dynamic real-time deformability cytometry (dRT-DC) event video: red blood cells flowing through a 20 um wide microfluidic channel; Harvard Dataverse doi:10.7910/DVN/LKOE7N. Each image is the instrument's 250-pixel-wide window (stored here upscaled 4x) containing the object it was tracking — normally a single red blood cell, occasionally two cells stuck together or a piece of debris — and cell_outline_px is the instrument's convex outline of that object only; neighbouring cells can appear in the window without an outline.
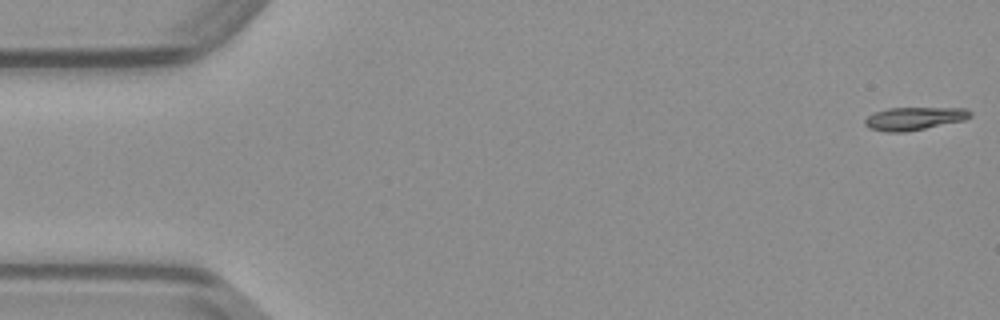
{"species": "common noctule bat (a hibernating species)", "species_latin": "Nyctalus noctula", "temperature_condition": "warm", "stored_images_in_passage": 35, "camera_frame_rate_fps": 3000, "um_per_image_px": 0.085, "animal": {"sex": "male", "body_mass_g": 23.1, "forearm_length_mm": 52.7}, "frame": {"image": 1, "passage_image": 1, "time_ms": 0.0, "image_size_px": [1000, 320], "cell_outline_px": [[972, 116], [964, 120], [904, 132], [888, 132], [868, 128], [864, 124], [864, 120], [868, 116], [876, 112], [888, 108], [968, 108], [972, 112]], "centroid_in_image_um": [77.71, 10.07], "position_along_channel_um": 7.3, "area_um2": 13.99}}
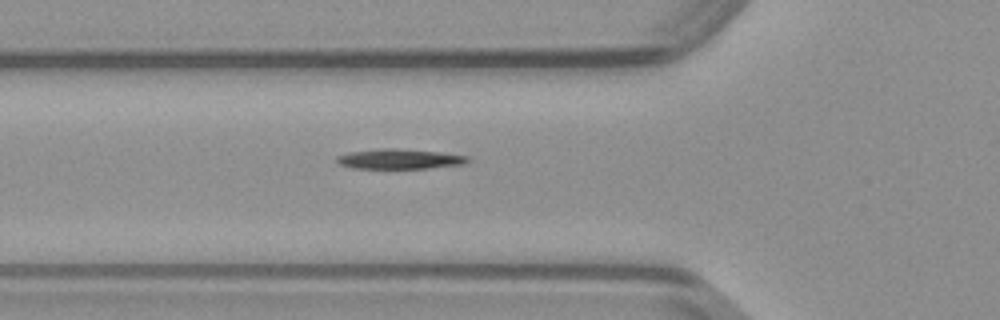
{"frame": {"image": 2, "passage_image": 17, "time_ms": 5.333, "image_size_px": [1000, 320], "cell_outline_px": [[468, 160], [464, 164], [428, 168], [352, 168], [340, 164], [336, 160], [336, 156], [348, 152], [384, 148], [396, 148], [436, 152], [468, 156]], "centroid_in_image_um": [33.91, 13.51], "position_along_channel_um": 91.9, "area_um2": 15.03}}
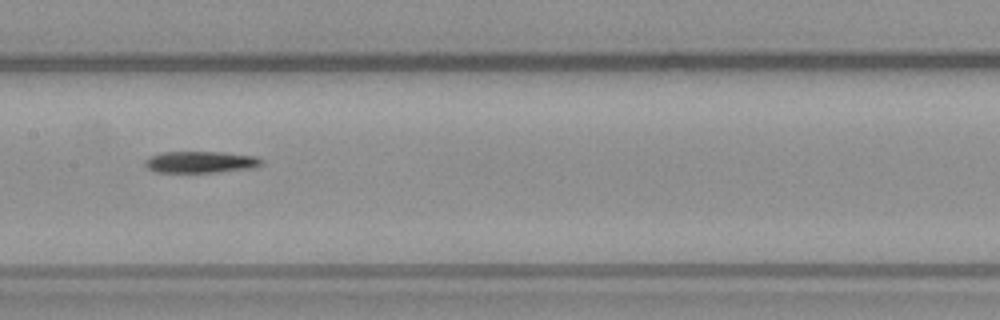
{"frame": {"image": 3, "passage_image": 24, "time_ms": 7.667, "image_size_px": [1000, 320], "cell_outline_px": [[264, 164], [256, 168], [216, 172], [156, 172], [148, 168], [144, 164], [144, 160], [148, 156], [164, 152], [224, 152], [256, 156], [264, 160]], "centroid_in_image_um": [17.1, 13.77], "position_along_channel_um": 190.3, "area_um2": 14.91}}